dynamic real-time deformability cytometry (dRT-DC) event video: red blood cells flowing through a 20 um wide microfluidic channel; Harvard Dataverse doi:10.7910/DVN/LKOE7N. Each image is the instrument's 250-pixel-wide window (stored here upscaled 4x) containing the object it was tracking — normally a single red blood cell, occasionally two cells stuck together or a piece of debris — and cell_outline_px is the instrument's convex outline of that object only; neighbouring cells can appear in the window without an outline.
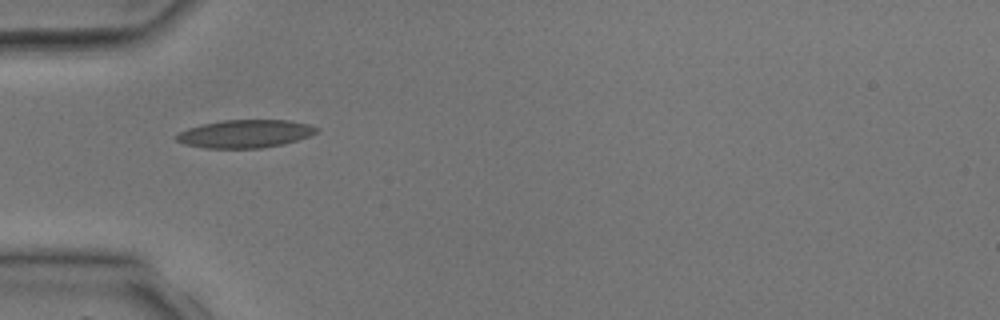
{"species": "common noctule bat (a hibernating species)", "species_latin": "Nyctalus noctula", "temperature_condition": "room temperature", "stored_images_in_passage": 4, "camera_frame_rate_fps": 3000, "um_per_image_px": 0.085, "animal": {"sex": "male", "body_mass_g": 17.9, "forearm_length_mm": 54.2}, "frame": {"image": 1, "passage_image": 3, "time_ms": 3.0, "image_size_px": [1000, 320], "cell_outline_px": [[320, 128], [316, 132], [308, 136], [284, 144], [260, 148], [204, 148], [184, 144], [176, 140], [176, 136], [180, 132], [188, 128], [204, 124], [224, 120], [288, 120], [308, 124]], "centroid_in_image_um": [20.84, 11.37], "position_along_channel_um": 64.2, "area_um2": 22.66}}